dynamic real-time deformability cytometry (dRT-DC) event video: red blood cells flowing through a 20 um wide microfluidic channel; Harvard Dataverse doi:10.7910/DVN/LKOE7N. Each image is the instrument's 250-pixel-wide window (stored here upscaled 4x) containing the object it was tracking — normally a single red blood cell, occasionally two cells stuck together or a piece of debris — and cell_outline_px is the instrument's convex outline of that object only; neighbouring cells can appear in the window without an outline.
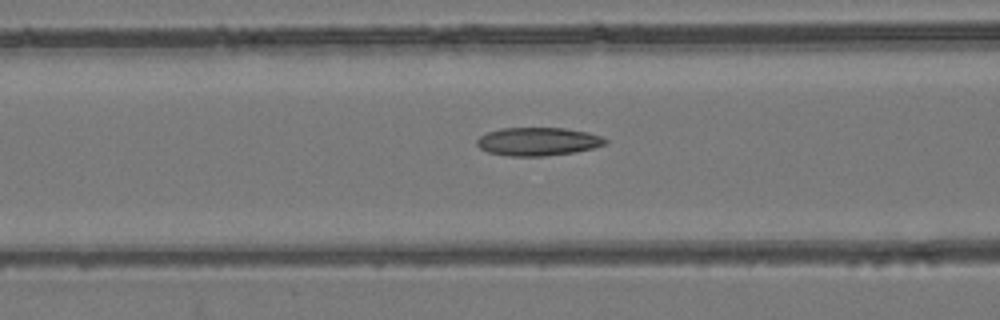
{"species": "common noctule bat (a hibernating species)", "species_latin": "Nyctalus noctula", "temperature_condition": "room temperature", "stored_images_in_passage": 54, "camera_frame_rate_fps": 3000, "um_per_image_px": 0.085, "animal": {"sex": "female", "body_mass_g": 24.6, "forearm_length_mm": 56.2}, "frame": {"image": 1, "passage_image": 22, "time_ms": 7.0, "image_size_px": [1000, 320], "cell_outline_px": [[608, 144], [592, 148], [572, 152], [544, 156], [508, 156], [488, 152], [480, 148], [476, 144], [476, 140], [480, 136], [488, 132], [500, 128], [564, 128], [588, 132], [604, 136], [608, 140]], "centroid_in_image_um": [45.74, 12.02], "position_along_channel_um": 120.9, "area_um2": 21.21}}
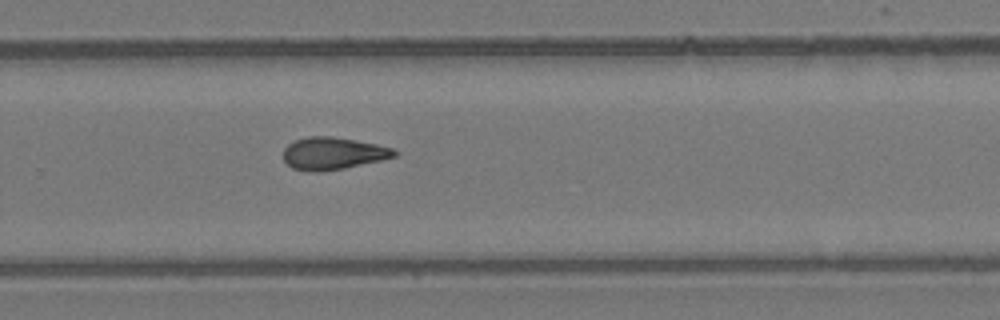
{"frame": {"image": 2, "passage_image": 36, "time_ms": 11.667, "image_size_px": [1000, 320], "cell_outline_px": [[396, 156], [380, 160], [344, 168], [320, 172], [312, 172], [292, 168], [284, 160], [284, 148], [288, 144], [296, 140], [308, 136], [332, 136], [356, 140], [376, 144], [392, 148], [396, 152]], "centroid_in_image_um": [28.27, 13.04], "position_along_channel_um": 301.5, "area_um2": 20.75}}
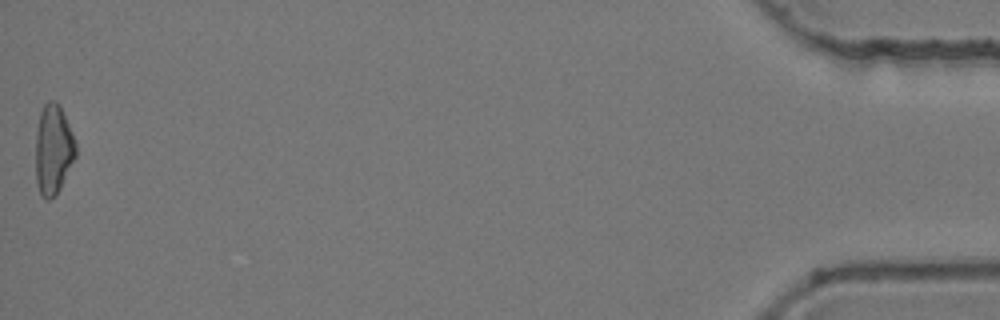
{"frame": {"image": 3, "passage_image": 54, "time_ms": 17.667, "image_size_px": [1000, 320], "cell_outline_px": [[76, 156], [60, 188], [48, 200], [44, 200], [40, 196], [36, 180], [36, 132], [40, 112], [44, 104], [48, 100], [56, 100], [60, 104], [76, 140]], "centroid_in_image_um": [4.53, 12.67], "position_along_channel_um": 430.7, "area_um2": 21.21}, "authors_computed_cell_mechanics": {"area_um2": 21.0103, "velocity_mm_per_s": 3.8758, "shape_relaxation_time_tau1_ms": null, "shape_relaxation_time_tau2_ms": 6.7536, "deformation_change_tau1": null, "deformation_change_tau2": 0.1408}}